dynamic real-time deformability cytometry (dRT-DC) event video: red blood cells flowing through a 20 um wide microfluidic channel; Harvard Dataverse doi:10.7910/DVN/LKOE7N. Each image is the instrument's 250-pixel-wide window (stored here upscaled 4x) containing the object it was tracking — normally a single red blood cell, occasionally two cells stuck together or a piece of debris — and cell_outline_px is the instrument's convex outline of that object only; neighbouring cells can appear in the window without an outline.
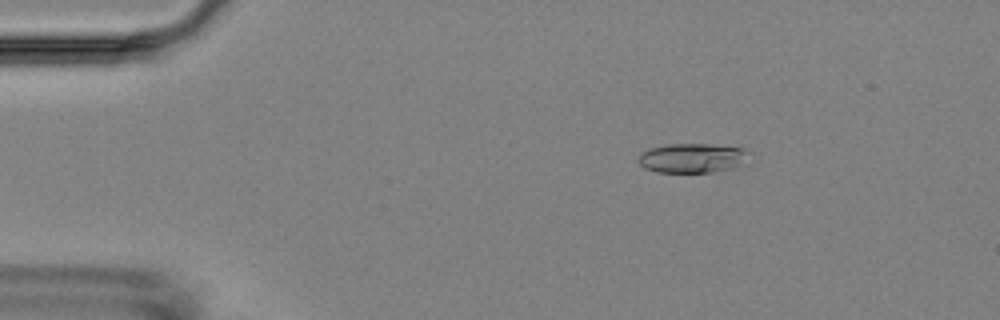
{"species": "Egyptian fruit bat (a non-hibernating species)", "species_latin": "Rousettus aegyptiacus", "temperature_condition": "room temperature", "stored_images_in_passage": 7, "camera_frame_rate_fps": 3000, "um_per_image_px": 0.085, "animal": {"sex": "female"}, "frame": {"image": 1, "passage_image": 1, "time_ms": 0.0, "image_size_px": [1000, 320], "cell_outline_px": [[752, 152], [732, 168], [712, 172], [656, 172], [644, 168], [636, 160], [640, 152], [648, 148], [664, 144], [708, 144], [748, 148]], "centroid_in_image_um": [58.77, 13.41], "position_along_channel_um": 26.2, "area_um2": 19.13}}
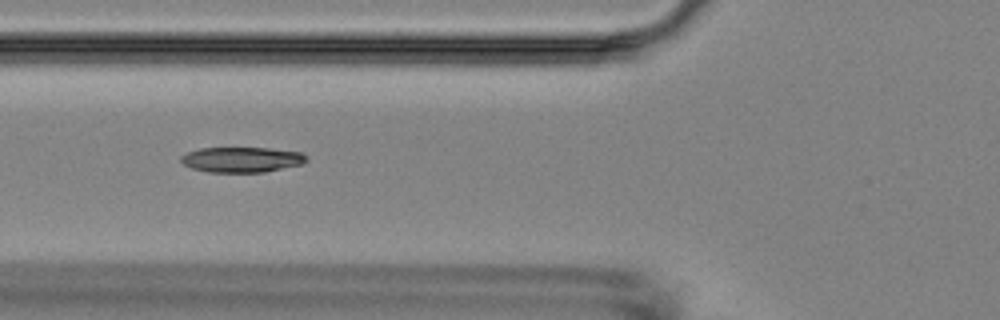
{"frame": {"image": 2, "passage_image": 4, "time_ms": 4.0, "image_size_px": [1000, 320], "cell_outline_px": [[308, 160], [304, 164], [264, 172], [208, 172], [192, 168], [184, 164], [180, 160], [180, 156], [188, 152], [200, 148], [268, 148], [300, 152], [308, 156]], "centroid_in_image_um": [20.58, 13.57], "position_along_channel_um": 105.2, "area_um2": 18.55}}
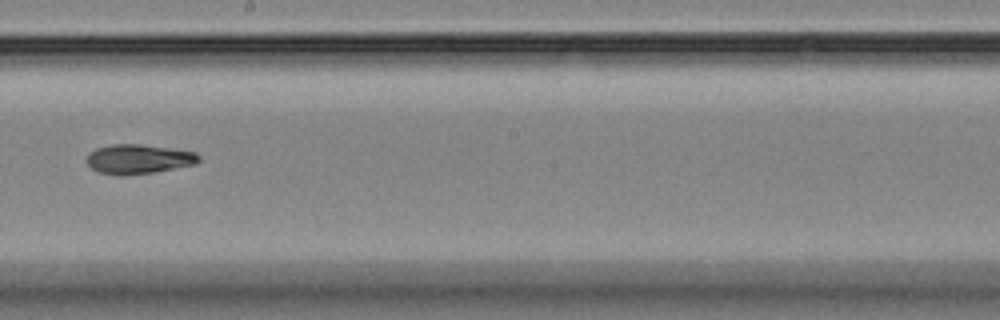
{"frame": {"image": 3, "passage_image": 7, "time_ms": 7.667, "image_size_px": [1000, 320], "cell_outline_px": [[200, 160], [196, 164], [156, 172], [124, 176], [116, 176], [100, 172], [92, 168], [84, 160], [88, 152], [96, 148], [112, 144], [140, 144], [196, 152], [200, 156]], "centroid_in_image_um": [11.74, 13.53], "position_along_channel_um": 236.5, "area_um2": 19.54}}